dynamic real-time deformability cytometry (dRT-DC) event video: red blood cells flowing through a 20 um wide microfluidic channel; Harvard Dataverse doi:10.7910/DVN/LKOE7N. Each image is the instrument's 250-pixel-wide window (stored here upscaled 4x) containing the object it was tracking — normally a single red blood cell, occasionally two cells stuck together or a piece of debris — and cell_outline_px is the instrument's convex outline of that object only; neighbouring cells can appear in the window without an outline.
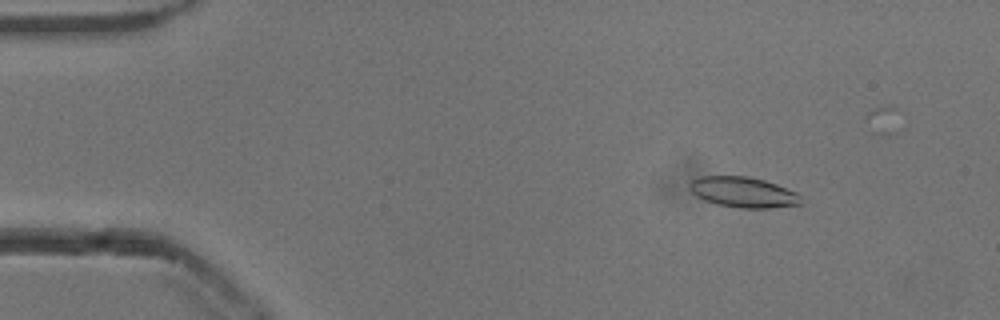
{"species": "common noctule bat (a hibernating species)", "species_latin": "Nyctalus noctula", "temperature_condition": "cold", "stored_images_in_passage": 47, "camera_frame_rate_fps": 3000, "um_per_image_px": 0.085, "animal": {"sex": "male", "body_mass_g": 13.3}, "frame": {"image": 1, "passage_image": 8, "time_ms": 2.333, "image_size_px": [1000, 320], "cell_outline_px": [[804, 204], [772, 208], [740, 208], [716, 204], [704, 200], [696, 196], [688, 188], [688, 184], [692, 180], [700, 176], [748, 176], [764, 180], [776, 184], [796, 192], [800, 196]], "centroid_in_image_um": [63.17, 16.34], "position_along_channel_um": 21.8, "area_um2": 20.0}}
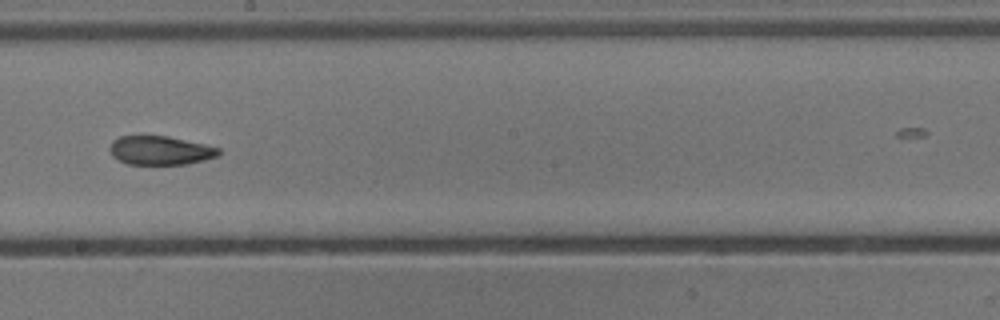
{"frame": {"image": 2, "passage_image": 31, "time_ms": 10.0, "image_size_px": [1000, 320], "cell_outline_px": [[220, 156], [188, 164], [128, 164], [112, 156], [108, 148], [112, 140], [120, 136], [168, 136], [204, 144], [220, 148]], "centroid_in_image_um": [13.62, 12.78], "position_along_channel_um": 234.6, "area_um2": 18.38}}
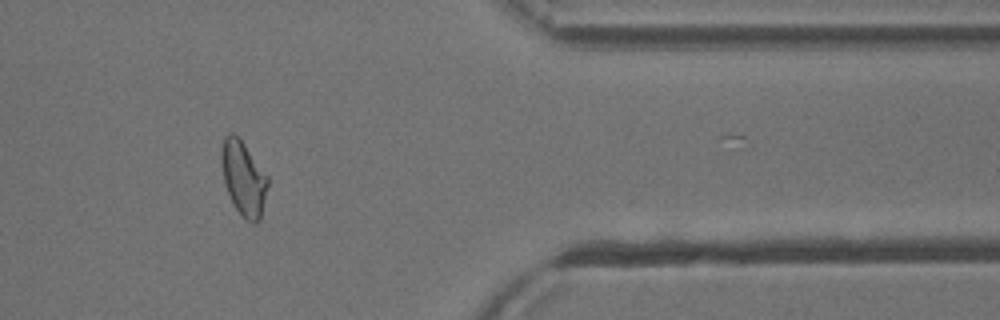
{"frame": {"image": 3, "passage_image": 45, "time_ms": 14.667, "image_size_px": [1000, 320], "cell_outline_px": [[268, 184], [260, 220], [256, 224], [252, 224], [244, 220], [236, 208], [228, 192], [224, 180], [220, 156], [224, 136], [228, 132], [232, 132], [244, 144], [268, 176]], "centroid_in_image_um": [20.7, 15.18], "position_along_channel_um": 390.7, "area_um2": 19.94}, "authors_computed_cell_mechanics": {"area_um2": 19.652, "velocity_mm_per_s": 3.8588, "shape_relaxation_time_tau1_ms": null, "shape_relaxation_time_tau2_ms": 3.5298, "deformation_change_tau1": null, "deformation_change_tau2": 0.0975}}